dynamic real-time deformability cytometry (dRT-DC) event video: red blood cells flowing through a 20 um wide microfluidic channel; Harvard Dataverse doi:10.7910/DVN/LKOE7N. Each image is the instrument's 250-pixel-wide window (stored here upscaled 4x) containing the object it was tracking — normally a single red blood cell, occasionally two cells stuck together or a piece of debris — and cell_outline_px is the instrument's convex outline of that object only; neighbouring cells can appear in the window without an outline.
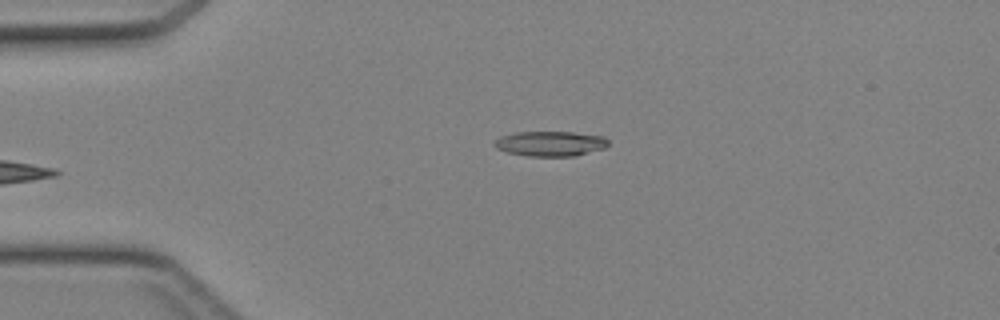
{"species": "Egyptian fruit bat (a non-hibernating species)", "species_latin": "Rousettus aegyptiacus", "temperature_condition": "cold", "stored_images_in_passage": 2, "camera_frame_rate_fps": 3000, "um_per_image_px": 0.085, "animal": {"sex": "female"}, "frame": {"image": 1, "passage_image": 2, "time_ms": 0.333, "image_size_px": [1000, 320], "cell_outline_px": [[608, 144], [604, 148], [576, 156], [528, 156], [508, 152], [496, 148], [492, 144], [500, 136], [516, 132], [572, 132], [604, 136], [608, 140]], "centroid_in_image_um": [46.78, 12.21], "position_along_channel_um": 38.2, "area_um2": 16.59}}